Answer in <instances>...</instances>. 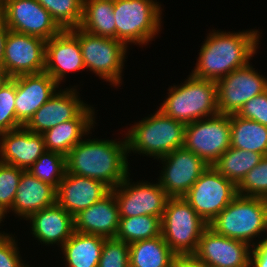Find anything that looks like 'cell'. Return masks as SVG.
I'll return each instance as SVG.
<instances>
[{
	"instance_id": "obj_8",
	"label": "cell",
	"mask_w": 267,
	"mask_h": 267,
	"mask_svg": "<svg viewBox=\"0 0 267 267\" xmlns=\"http://www.w3.org/2000/svg\"><path fill=\"white\" fill-rule=\"evenodd\" d=\"M69 31L79 40L85 68L118 87L122 82V71L129 46L117 39L83 31L79 27Z\"/></svg>"
},
{
	"instance_id": "obj_41",
	"label": "cell",
	"mask_w": 267,
	"mask_h": 267,
	"mask_svg": "<svg viewBox=\"0 0 267 267\" xmlns=\"http://www.w3.org/2000/svg\"><path fill=\"white\" fill-rule=\"evenodd\" d=\"M172 267H206L201 261L193 255L176 256Z\"/></svg>"
},
{
	"instance_id": "obj_44",
	"label": "cell",
	"mask_w": 267,
	"mask_h": 267,
	"mask_svg": "<svg viewBox=\"0 0 267 267\" xmlns=\"http://www.w3.org/2000/svg\"><path fill=\"white\" fill-rule=\"evenodd\" d=\"M7 0H0V17L3 16Z\"/></svg>"
},
{
	"instance_id": "obj_45",
	"label": "cell",
	"mask_w": 267,
	"mask_h": 267,
	"mask_svg": "<svg viewBox=\"0 0 267 267\" xmlns=\"http://www.w3.org/2000/svg\"><path fill=\"white\" fill-rule=\"evenodd\" d=\"M3 218H5V214L0 210V224L3 221Z\"/></svg>"
},
{
	"instance_id": "obj_2",
	"label": "cell",
	"mask_w": 267,
	"mask_h": 267,
	"mask_svg": "<svg viewBox=\"0 0 267 267\" xmlns=\"http://www.w3.org/2000/svg\"><path fill=\"white\" fill-rule=\"evenodd\" d=\"M87 139L66 155V171L103 182L116 188L130 173L127 140Z\"/></svg>"
},
{
	"instance_id": "obj_5",
	"label": "cell",
	"mask_w": 267,
	"mask_h": 267,
	"mask_svg": "<svg viewBox=\"0 0 267 267\" xmlns=\"http://www.w3.org/2000/svg\"><path fill=\"white\" fill-rule=\"evenodd\" d=\"M208 226L253 247V239L267 233V199L237 195Z\"/></svg>"
},
{
	"instance_id": "obj_38",
	"label": "cell",
	"mask_w": 267,
	"mask_h": 267,
	"mask_svg": "<svg viewBox=\"0 0 267 267\" xmlns=\"http://www.w3.org/2000/svg\"><path fill=\"white\" fill-rule=\"evenodd\" d=\"M236 115L267 127V90L249 99Z\"/></svg>"
},
{
	"instance_id": "obj_6",
	"label": "cell",
	"mask_w": 267,
	"mask_h": 267,
	"mask_svg": "<svg viewBox=\"0 0 267 267\" xmlns=\"http://www.w3.org/2000/svg\"><path fill=\"white\" fill-rule=\"evenodd\" d=\"M161 4L155 0H114L116 39L147 45L161 31Z\"/></svg>"
},
{
	"instance_id": "obj_36",
	"label": "cell",
	"mask_w": 267,
	"mask_h": 267,
	"mask_svg": "<svg viewBox=\"0 0 267 267\" xmlns=\"http://www.w3.org/2000/svg\"><path fill=\"white\" fill-rule=\"evenodd\" d=\"M15 97L16 76L0 89V134L22 127L16 119Z\"/></svg>"
},
{
	"instance_id": "obj_12",
	"label": "cell",
	"mask_w": 267,
	"mask_h": 267,
	"mask_svg": "<svg viewBox=\"0 0 267 267\" xmlns=\"http://www.w3.org/2000/svg\"><path fill=\"white\" fill-rule=\"evenodd\" d=\"M163 164L158 182L170 198L183 197L209 167L198 155L185 147L160 158Z\"/></svg>"
},
{
	"instance_id": "obj_11",
	"label": "cell",
	"mask_w": 267,
	"mask_h": 267,
	"mask_svg": "<svg viewBox=\"0 0 267 267\" xmlns=\"http://www.w3.org/2000/svg\"><path fill=\"white\" fill-rule=\"evenodd\" d=\"M130 173L111 189L117 201L120 217L151 215L162 218L170 198L159 182H130Z\"/></svg>"
},
{
	"instance_id": "obj_25",
	"label": "cell",
	"mask_w": 267,
	"mask_h": 267,
	"mask_svg": "<svg viewBox=\"0 0 267 267\" xmlns=\"http://www.w3.org/2000/svg\"><path fill=\"white\" fill-rule=\"evenodd\" d=\"M56 193L54 186L37 179L28 171H23L9 211L25 220L31 214L55 204Z\"/></svg>"
},
{
	"instance_id": "obj_1",
	"label": "cell",
	"mask_w": 267,
	"mask_h": 267,
	"mask_svg": "<svg viewBox=\"0 0 267 267\" xmlns=\"http://www.w3.org/2000/svg\"><path fill=\"white\" fill-rule=\"evenodd\" d=\"M260 33L250 31H210L200 48L192 76L199 79L218 81L232 71L249 64L257 52Z\"/></svg>"
},
{
	"instance_id": "obj_29",
	"label": "cell",
	"mask_w": 267,
	"mask_h": 267,
	"mask_svg": "<svg viewBox=\"0 0 267 267\" xmlns=\"http://www.w3.org/2000/svg\"><path fill=\"white\" fill-rule=\"evenodd\" d=\"M231 147L267 156V127L230 114Z\"/></svg>"
},
{
	"instance_id": "obj_21",
	"label": "cell",
	"mask_w": 267,
	"mask_h": 267,
	"mask_svg": "<svg viewBox=\"0 0 267 267\" xmlns=\"http://www.w3.org/2000/svg\"><path fill=\"white\" fill-rule=\"evenodd\" d=\"M110 190L99 180L66 171L57 188L56 202L74 217L80 211L95 204Z\"/></svg>"
},
{
	"instance_id": "obj_33",
	"label": "cell",
	"mask_w": 267,
	"mask_h": 267,
	"mask_svg": "<svg viewBox=\"0 0 267 267\" xmlns=\"http://www.w3.org/2000/svg\"><path fill=\"white\" fill-rule=\"evenodd\" d=\"M28 172L57 189L66 172V156L59 152L46 150L28 169Z\"/></svg>"
},
{
	"instance_id": "obj_19",
	"label": "cell",
	"mask_w": 267,
	"mask_h": 267,
	"mask_svg": "<svg viewBox=\"0 0 267 267\" xmlns=\"http://www.w3.org/2000/svg\"><path fill=\"white\" fill-rule=\"evenodd\" d=\"M46 151L42 134L33 133L25 126L0 134V161L24 171Z\"/></svg>"
},
{
	"instance_id": "obj_37",
	"label": "cell",
	"mask_w": 267,
	"mask_h": 267,
	"mask_svg": "<svg viewBox=\"0 0 267 267\" xmlns=\"http://www.w3.org/2000/svg\"><path fill=\"white\" fill-rule=\"evenodd\" d=\"M98 267H130L129 244L116 238L105 239Z\"/></svg>"
},
{
	"instance_id": "obj_26",
	"label": "cell",
	"mask_w": 267,
	"mask_h": 267,
	"mask_svg": "<svg viewBox=\"0 0 267 267\" xmlns=\"http://www.w3.org/2000/svg\"><path fill=\"white\" fill-rule=\"evenodd\" d=\"M105 239L74 231L61 246L65 267H98Z\"/></svg>"
},
{
	"instance_id": "obj_9",
	"label": "cell",
	"mask_w": 267,
	"mask_h": 267,
	"mask_svg": "<svg viewBox=\"0 0 267 267\" xmlns=\"http://www.w3.org/2000/svg\"><path fill=\"white\" fill-rule=\"evenodd\" d=\"M184 147L213 166L231 147L230 115L218 113L186 124Z\"/></svg>"
},
{
	"instance_id": "obj_15",
	"label": "cell",
	"mask_w": 267,
	"mask_h": 267,
	"mask_svg": "<svg viewBox=\"0 0 267 267\" xmlns=\"http://www.w3.org/2000/svg\"><path fill=\"white\" fill-rule=\"evenodd\" d=\"M3 19L9 30L48 41L62 29L37 0H7Z\"/></svg>"
},
{
	"instance_id": "obj_40",
	"label": "cell",
	"mask_w": 267,
	"mask_h": 267,
	"mask_svg": "<svg viewBox=\"0 0 267 267\" xmlns=\"http://www.w3.org/2000/svg\"><path fill=\"white\" fill-rule=\"evenodd\" d=\"M258 241L250 252V267H267V235Z\"/></svg>"
},
{
	"instance_id": "obj_7",
	"label": "cell",
	"mask_w": 267,
	"mask_h": 267,
	"mask_svg": "<svg viewBox=\"0 0 267 267\" xmlns=\"http://www.w3.org/2000/svg\"><path fill=\"white\" fill-rule=\"evenodd\" d=\"M208 224L183 198H169L161 218V235L177 256L193 255Z\"/></svg>"
},
{
	"instance_id": "obj_43",
	"label": "cell",
	"mask_w": 267,
	"mask_h": 267,
	"mask_svg": "<svg viewBox=\"0 0 267 267\" xmlns=\"http://www.w3.org/2000/svg\"><path fill=\"white\" fill-rule=\"evenodd\" d=\"M11 79L5 69H0V89L2 86Z\"/></svg>"
},
{
	"instance_id": "obj_34",
	"label": "cell",
	"mask_w": 267,
	"mask_h": 267,
	"mask_svg": "<svg viewBox=\"0 0 267 267\" xmlns=\"http://www.w3.org/2000/svg\"><path fill=\"white\" fill-rule=\"evenodd\" d=\"M237 194L267 199V156L244 176L237 185Z\"/></svg>"
},
{
	"instance_id": "obj_32",
	"label": "cell",
	"mask_w": 267,
	"mask_h": 267,
	"mask_svg": "<svg viewBox=\"0 0 267 267\" xmlns=\"http://www.w3.org/2000/svg\"><path fill=\"white\" fill-rule=\"evenodd\" d=\"M62 30L80 26L83 16V0H37Z\"/></svg>"
},
{
	"instance_id": "obj_31",
	"label": "cell",
	"mask_w": 267,
	"mask_h": 267,
	"mask_svg": "<svg viewBox=\"0 0 267 267\" xmlns=\"http://www.w3.org/2000/svg\"><path fill=\"white\" fill-rule=\"evenodd\" d=\"M161 235V218L151 215L120 217L116 239L132 244Z\"/></svg>"
},
{
	"instance_id": "obj_23",
	"label": "cell",
	"mask_w": 267,
	"mask_h": 267,
	"mask_svg": "<svg viewBox=\"0 0 267 267\" xmlns=\"http://www.w3.org/2000/svg\"><path fill=\"white\" fill-rule=\"evenodd\" d=\"M26 220H30L32 236L47 246L57 244L61 247L75 231L74 217L57 202L31 214Z\"/></svg>"
},
{
	"instance_id": "obj_13",
	"label": "cell",
	"mask_w": 267,
	"mask_h": 267,
	"mask_svg": "<svg viewBox=\"0 0 267 267\" xmlns=\"http://www.w3.org/2000/svg\"><path fill=\"white\" fill-rule=\"evenodd\" d=\"M267 90V78L249 63L217 81V105L220 114H236L252 97Z\"/></svg>"
},
{
	"instance_id": "obj_35",
	"label": "cell",
	"mask_w": 267,
	"mask_h": 267,
	"mask_svg": "<svg viewBox=\"0 0 267 267\" xmlns=\"http://www.w3.org/2000/svg\"><path fill=\"white\" fill-rule=\"evenodd\" d=\"M23 171L0 161V210L5 215L12 208Z\"/></svg>"
},
{
	"instance_id": "obj_16",
	"label": "cell",
	"mask_w": 267,
	"mask_h": 267,
	"mask_svg": "<svg viewBox=\"0 0 267 267\" xmlns=\"http://www.w3.org/2000/svg\"><path fill=\"white\" fill-rule=\"evenodd\" d=\"M45 45L42 38L9 30L4 51V69L8 75L12 78L44 72Z\"/></svg>"
},
{
	"instance_id": "obj_22",
	"label": "cell",
	"mask_w": 267,
	"mask_h": 267,
	"mask_svg": "<svg viewBox=\"0 0 267 267\" xmlns=\"http://www.w3.org/2000/svg\"><path fill=\"white\" fill-rule=\"evenodd\" d=\"M120 222L119 209L114 193L110 190L95 204L74 216V230L104 238H115Z\"/></svg>"
},
{
	"instance_id": "obj_27",
	"label": "cell",
	"mask_w": 267,
	"mask_h": 267,
	"mask_svg": "<svg viewBox=\"0 0 267 267\" xmlns=\"http://www.w3.org/2000/svg\"><path fill=\"white\" fill-rule=\"evenodd\" d=\"M176 256L162 235L129 244L130 267H172Z\"/></svg>"
},
{
	"instance_id": "obj_18",
	"label": "cell",
	"mask_w": 267,
	"mask_h": 267,
	"mask_svg": "<svg viewBox=\"0 0 267 267\" xmlns=\"http://www.w3.org/2000/svg\"><path fill=\"white\" fill-rule=\"evenodd\" d=\"M73 87L55 92L34 113L25 127L33 133L42 134L60 123L74 119L88 104L80 99L76 86Z\"/></svg>"
},
{
	"instance_id": "obj_20",
	"label": "cell",
	"mask_w": 267,
	"mask_h": 267,
	"mask_svg": "<svg viewBox=\"0 0 267 267\" xmlns=\"http://www.w3.org/2000/svg\"><path fill=\"white\" fill-rule=\"evenodd\" d=\"M85 69L79 40L69 31L62 30L46 41L45 69L59 85L68 72ZM63 80V81H62Z\"/></svg>"
},
{
	"instance_id": "obj_30",
	"label": "cell",
	"mask_w": 267,
	"mask_h": 267,
	"mask_svg": "<svg viewBox=\"0 0 267 267\" xmlns=\"http://www.w3.org/2000/svg\"><path fill=\"white\" fill-rule=\"evenodd\" d=\"M263 157L258 152L230 147L220 156L213 167L237 186L244 176L260 163Z\"/></svg>"
},
{
	"instance_id": "obj_3",
	"label": "cell",
	"mask_w": 267,
	"mask_h": 267,
	"mask_svg": "<svg viewBox=\"0 0 267 267\" xmlns=\"http://www.w3.org/2000/svg\"><path fill=\"white\" fill-rule=\"evenodd\" d=\"M185 126L157 109L155 114L142 118L125 133L128 153L145 154L158 160L184 147Z\"/></svg>"
},
{
	"instance_id": "obj_28",
	"label": "cell",
	"mask_w": 267,
	"mask_h": 267,
	"mask_svg": "<svg viewBox=\"0 0 267 267\" xmlns=\"http://www.w3.org/2000/svg\"><path fill=\"white\" fill-rule=\"evenodd\" d=\"M114 0H83V16L79 26L91 34L116 39Z\"/></svg>"
},
{
	"instance_id": "obj_10",
	"label": "cell",
	"mask_w": 267,
	"mask_h": 267,
	"mask_svg": "<svg viewBox=\"0 0 267 267\" xmlns=\"http://www.w3.org/2000/svg\"><path fill=\"white\" fill-rule=\"evenodd\" d=\"M237 195V186L209 166L183 198L209 224Z\"/></svg>"
},
{
	"instance_id": "obj_42",
	"label": "cell",
	"mask_w": 267,
	"mask_h": 267,
	"mask_svg": "<svg viewBox=\"0 0 267 267\" xmlns=\"http://www.w3.org/2000/svg\"><path fill=\"white\" fill-rule=\"evenodd\" d=\"M9 29L3 17H0V69H4V51Z\"/></svg>"
},
{
	"instance_id": "obj_14",
	"label": "cell",
	"mask_w": 267,
	"mask_h": 267,
	"mask_svg": "<svg viewBox=\"0 0 267 267\" xmlns=\"http://www.w3.org/2000/svg\"><path fill=\"white\" fill-rule=\"evenodd\" d=\"M251 249L248 243L220 235L208 226L193 256L206 267H250Z\"/></svg>"
},
{
	"instance_id": "obj_39",
	"label": "cell",
	"mask_w": 267,
	"mask_h": 267,
	"mask_svg": "<svg viewBox=\"0 0 267 267\" xmlns=\"http://www.w3.org/2000/svg\"><path fill=\"white\" fill-rule=\"evenodd\" d=\"M11 235L0 232V267H29L22 261L16 239Z\"/></svg>"
},
{
	"instance_id": "obj_4",
	"label": "cell",
	"mask_w": 267,
	"mask_h": 267,
	"mask_svg": "<svg viewBox=\"0 0 267 267\" xmlns=\"http://www.w3.org/2000/svg\"><path fill=\"white\" fill-rule=\"evenodd\" d=\"M168 91V97L159 110L185 125L219 113L216 81L199 79L190 74L181 86L173 85Z\"/></svg>"
},
{
	"instance_id": "obj_17",
	"label": "cell",
	"mask_w": 267,
	"mask_h": 267,
	"mask_svg": "<svg viewBox=\"0 0 267 267\" xmlns=\"http://www.w3.org/2000/svg\"><path fill=\"white\" fill-rule=\"evenodd\" d=\"M59 84L46 72L16 76V119L25 126L34 113L58 91Z\"/></svg>"
},
{
	"instance_id": "obj_24",
	"label": "cell",
	"mask_w": 267,
	"mask_h": 267,
	"mask_svg": "<svg viewBox=\"0 0 267 267\" xmlns=\"http://www.w3.org/2000/svg\"><path fill=\"white\" fill-rule=\"evenodd\" d=\"M95 110L87 105L74 119L60 123L42 133L47 151H55L67 155L69 151L82 141V136L89 135L95 123Z\"/></svg>"
}]
</instances>
